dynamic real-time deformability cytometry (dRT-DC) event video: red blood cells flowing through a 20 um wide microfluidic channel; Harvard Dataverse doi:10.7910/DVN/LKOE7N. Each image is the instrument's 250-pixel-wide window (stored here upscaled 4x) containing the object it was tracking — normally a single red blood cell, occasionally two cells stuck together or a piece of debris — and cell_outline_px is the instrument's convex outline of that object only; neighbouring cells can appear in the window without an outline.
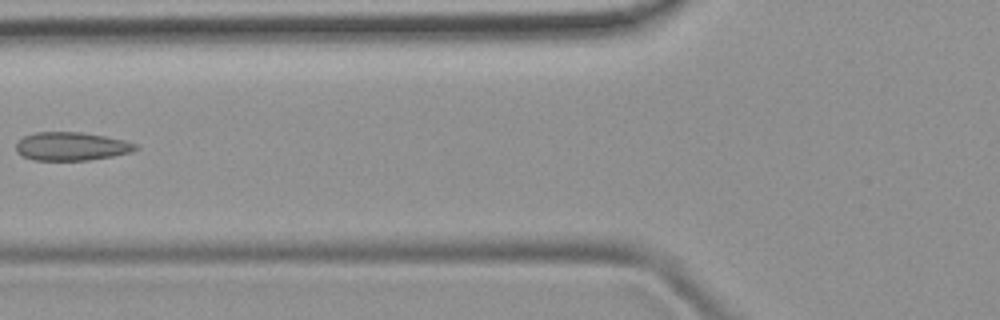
{"species": "common noctule bat (a hibernating species)", "species_latin": "Nyctalus noctula", "temperature_condition": "room temperature", "stored_images_in_passage": 5, "camera_frame_rate_fps": 3000, "um_per_image_px": 0.085, "animal": {"sex": "female", "body_mass_g": 19.9}, "frame": {"image": 1, "passage_image": 4, "time_ms": 3.333, "image_size_px": [1000, 320], "cell_outline_px": [[140, 148], [132, 152], [112, 156], [88, 160], [32, 160], [20, 156], [16, 152], [16, 144], [24, 136], [36, 132], [80, 132], [104, 136], [124, 140], [136, 144]], "centroid_in_image_um": [6.05, 12.44], "position_along_channel_um": 119.7, "area_um2": 19.83}}
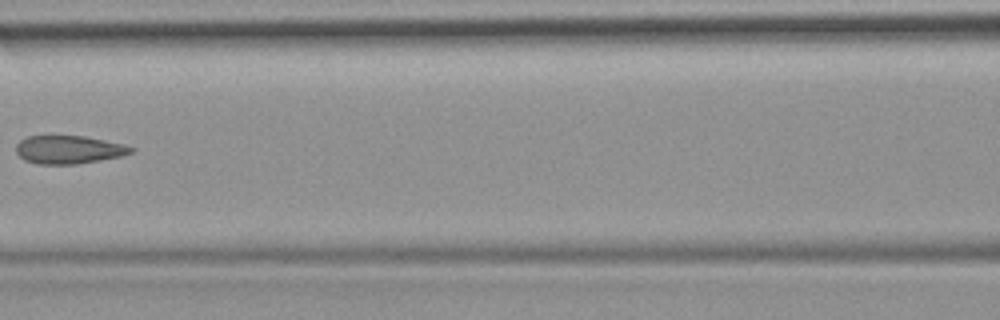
{"frame": {"image": 2, "passage_image": 5, "time_ms": 4.333, "image_size_px": [1000, 320], "cell_outline_px": [[136, 148], [132, 152], [120, 156], [100, 160], [76, 164], [36, 164], [24, 160], [16, 152], [16, 144], [20, 140], [28, 136], [84, 136], [124, 144]], "centroid_in_image_um": [5.83, 12.72], "position_along_channel_um": 160.8, "area_um2": 18.84}}